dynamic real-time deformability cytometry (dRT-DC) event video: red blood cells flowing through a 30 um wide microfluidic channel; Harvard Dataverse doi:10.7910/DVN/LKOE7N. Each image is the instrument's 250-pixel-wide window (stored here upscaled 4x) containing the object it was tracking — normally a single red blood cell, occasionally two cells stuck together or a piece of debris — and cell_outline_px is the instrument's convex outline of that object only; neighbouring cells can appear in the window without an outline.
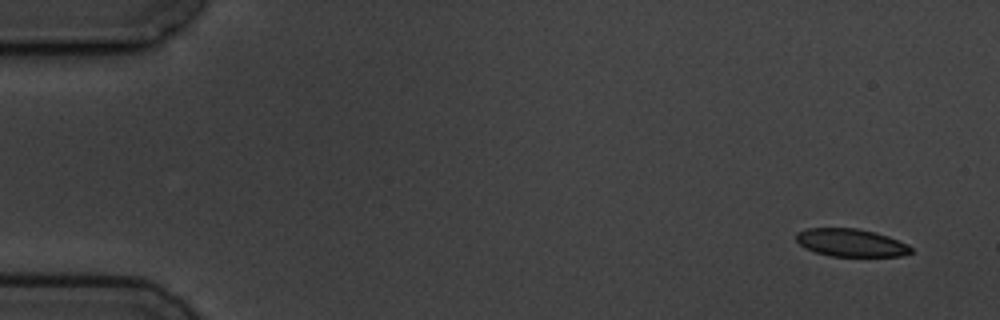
{"species": "common noctule bat (a hibernating species)", "species_latin": "Nyctalus noctula", "temperature_condition": "cold", "stored_images_in_passage": 9, "camera_frame_rate_fps": 3000, "um_per_image_px": 0.085, "animal": {"sex": "male", "body_mass_g": 19.5, "forearm_length_mm": 54.6}, "frame": {"image": 1, "passage_image": 1, "time_ms": 0.0, "image_size_px": [1000, 320], "cell_outline_px": [[912, 252], [904, 256], [828, 256], [804, 248], [796, 240], [796, 232], [808, 228], [856, 228], [876, 232], [888, 236], [908, 244], [912, 248]], "centroid_in_image_um": [72.33, 20.63], "position_along_channel_um": 12.7, "area_um2": 18.73}}
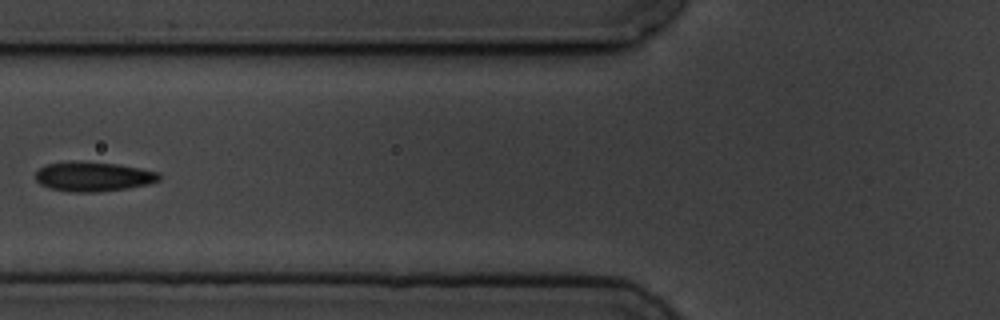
{"frame": {"image": 2, "passage_image": 6, "time_ms": 6.333, "image_size_px": [1000, 320], "cell_outline_px": [[160, 180], [148, 184], [128, 188], [96, 192], [72, 192], [48, 188], [40, 184], [36, 180], [36, 172], [44, 164], [72, 160], [116, 164], [140, 168], [160, 172]], "centroid_in_image_um": [7.9, 15.0], "position_along_channel_um": 117.9, "area_um2": 21.5}}
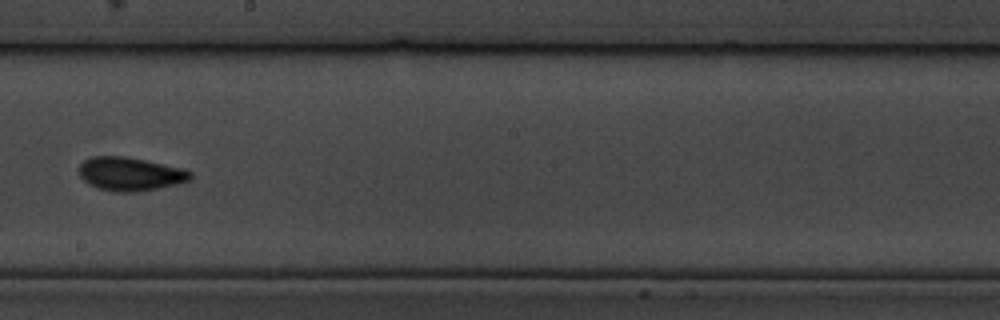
{"frame": {"image": 3, "passage_image": 9, "time_ms": 9.667, "image_size_px": [1000, 320], "cell_outline_px": [[192, 180], [176, 184], [136, 192], [116, 192], [96, 188], [88, 184], [76, 172], [76, 168], [84, 160], [92, 156], [124, 156], [184, 168], [192, 172]], "centroid_in_image_um": [11.02, 14.78], "position_along_channel_um": 237.2, "area_um2": 22.02}}